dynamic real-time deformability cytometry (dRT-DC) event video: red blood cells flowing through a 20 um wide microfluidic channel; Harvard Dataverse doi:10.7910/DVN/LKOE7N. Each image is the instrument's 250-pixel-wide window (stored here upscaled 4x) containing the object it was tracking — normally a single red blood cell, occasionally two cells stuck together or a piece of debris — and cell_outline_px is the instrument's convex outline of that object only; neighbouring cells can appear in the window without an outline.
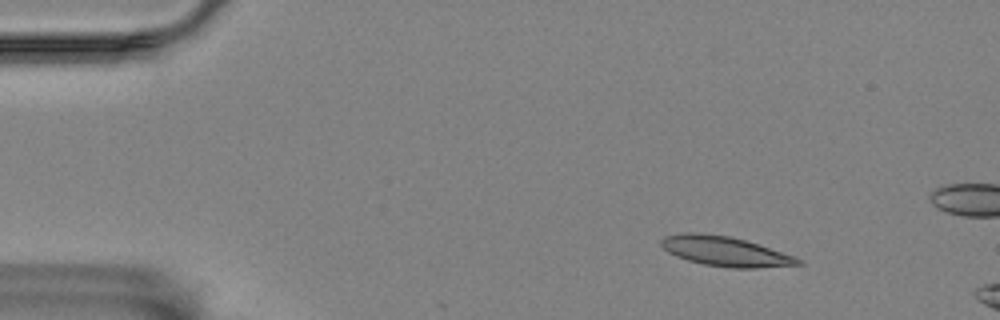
{"species": "Egyptian fruit bat (a non-hibernating species)", "species_latin": "Rousettus aegyptiacus", "temperature_condition": "room temperature", "stored_images_in_passage": 4, "camera_frame_rate_fps": 3000, "um_per_image_px": 0.085, "animal": {"sex": "female"}, "frame": {"image": 1, "passage_image": 2, "time_ms": 1.0, "image_size_px": [1000, 320], "cell_outline_px": [[804, 264], [756, 268], [728, 268], [704, 264], [688, 260], [676, 256], [668, 252], [660, 244], [660, 240], [664, 236], [688, 232], [696, 232], [728, 236], [744, 240], [796, 256], [804, 260]], "centroid_in_image_um": [61.66, 21.37], "position_along_channel_um": 23.3, "area_um2": 23.7}}